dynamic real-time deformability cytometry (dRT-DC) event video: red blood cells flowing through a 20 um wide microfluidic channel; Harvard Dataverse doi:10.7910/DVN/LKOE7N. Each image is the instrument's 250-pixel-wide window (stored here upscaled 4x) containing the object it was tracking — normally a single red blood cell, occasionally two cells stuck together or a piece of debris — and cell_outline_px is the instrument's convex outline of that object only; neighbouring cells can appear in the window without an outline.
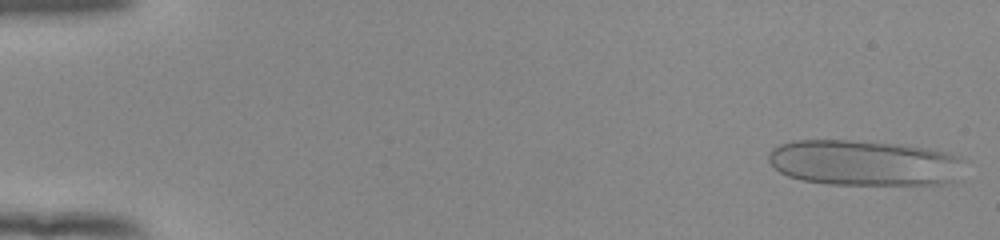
{"species": "human", "species_latin": "Homo sapiens", "temperature_condition": "room temperature", "stored_images_in_passage": 53, "segment_of_instrument_passage": [1, 2], "camera_frame_rate_fps": 3000, "um_per_image_px": 0.085, "donor": {"sex": "female"}, "frame": {"image": 1, "passage_image": 1, "time_ms": 0.0, "image_size_px": [1000, 240], "cell_outline_px": [[964, 180], [948, 184], [920, 188], [828, 184], [800, 180], [788, 176], [780, 172], [768, 160], [768, 156], [772, 148], [780, 144], [792, 140], [848, 140], [896, 144], [928, 148], [948, 152], [960, 156]], "centroid_in_image_um": [73.61, 13.91], "position_along_channel_um": 11.4, "area_um2": 54.33}}
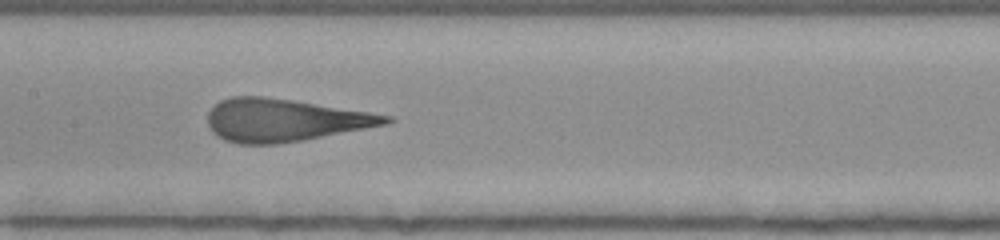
{"frame": {"image": 2, "passage_image": 26, "time_ms": 8.333, "image_size_px": [1000, 240], "cell_outline_px": [[396, 120], [388, 124], [300, 140], [276, 144], [240, 144], [224, 140], [216, 136], [212, 132], [208, 124], [208, 112], [220, 100], [232, 96], [264, 96], [292, 100], [368, 112], [392, 116]], "centroid_in_image_um": [24.14, 10.21], "position_along_channel_um": 183.3, "area_um2": 43.93}}
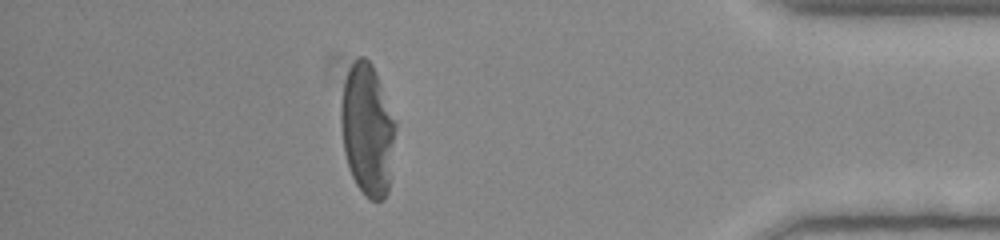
{"frame": {"image": 3, "passage_image": 46, "time_ms": 15.0, "image_size_px": [1000, 240], "cell_outline_px": [[396, 128], [388, 192], [384, 200], [372, 200], [364, 196], [356, 184], [352, 176], [344, 152], [340, 128], [340, 104], [344, 80], [348, 68], [360, 56], [364, 56], [372, 64], [376, 72], [396, 120]], "centroid_in_image_um": [31.22, 11.01], "position_along_channel_um": 404.0, "area_um2": 42.31}}